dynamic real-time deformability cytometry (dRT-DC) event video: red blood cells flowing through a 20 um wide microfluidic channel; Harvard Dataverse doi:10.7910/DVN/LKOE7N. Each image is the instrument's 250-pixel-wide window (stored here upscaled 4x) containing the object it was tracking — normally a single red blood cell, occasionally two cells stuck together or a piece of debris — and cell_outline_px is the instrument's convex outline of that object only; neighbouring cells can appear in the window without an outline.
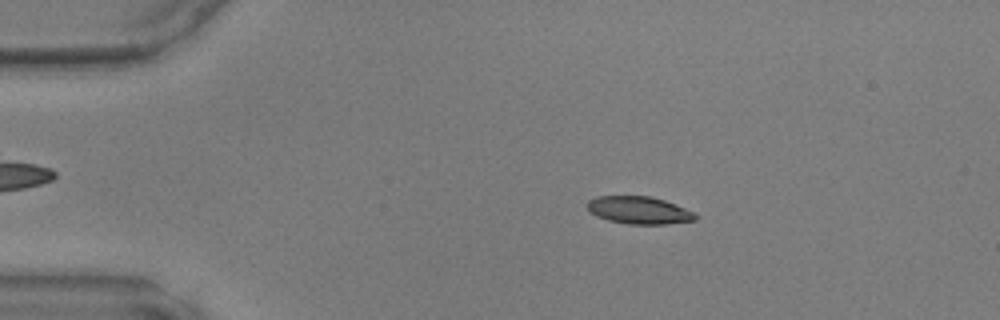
{"species": "common noctule bat (a hibernating species)", "species_latin": "Nyctalus noctula", "temperature_condition": "warm", "stored_images_in_passage": 47, "camera_frame_rate_fps": 3000, "um_per_image_px": 0.085, "animal": {"sex": "male", "body_mass_g": 17.9, "forearm_length_mm": 54.2}, "frame": {"image": 1, "passage_image": 8, "time_ms": 2.333, "image_size_px": [1000, 320], "cell_outline_px": [[696, 220], [668, 224], [628, 224], [608, 220], [596, 216], [588, 212], [584, 204], [588, 200], [596, 196], [652, 196], [676, 204], [692, 212], [696, 216]], "centroid_in_image_um": [54.24, 17.86], "position_along_channel_um": 30.8, "area_um2": 17.51}}
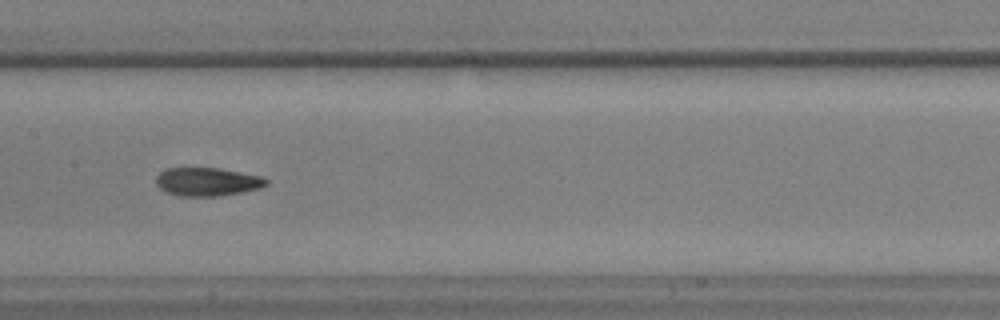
{"frame": {"image": 2, "passage_image": 23, "time_ms": 7.333, "image_size_px": [1000, 320], "cell_outline_px": [[268, 184], [260, 188], [244, 192], [220, 196], [180, 196], [168, 192], [160, 188], [156, 184], [156, 176], [164, 168], [220, 168], [260, 176], [268, 180]], "centroid_in_image_um": [17.62, 15.45], "position_along_channel_um": 189.8, "area_um2": 18.26}}
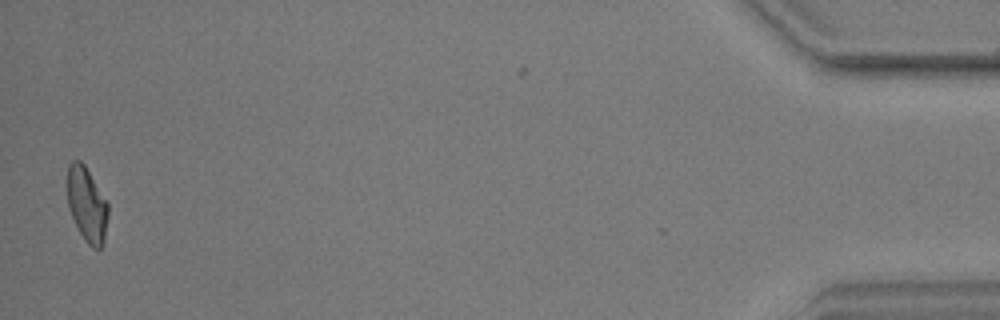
{"frame": {"image": 3, "passage_image": 46, "time_ms": 15.0, "image_size_px": [1000, 320], "cell_outline_px": [[108, 216], [104, 244], [100, 248], [92, 248], [84, 240], [68, 208], [68, 164], [72, 160], [80, 160], [84, 164], [108, 204]], "centroid_in_image_um": [7.39, 17.4], "position_along_channel_um": 427.8, "area_um2": 17.57}}